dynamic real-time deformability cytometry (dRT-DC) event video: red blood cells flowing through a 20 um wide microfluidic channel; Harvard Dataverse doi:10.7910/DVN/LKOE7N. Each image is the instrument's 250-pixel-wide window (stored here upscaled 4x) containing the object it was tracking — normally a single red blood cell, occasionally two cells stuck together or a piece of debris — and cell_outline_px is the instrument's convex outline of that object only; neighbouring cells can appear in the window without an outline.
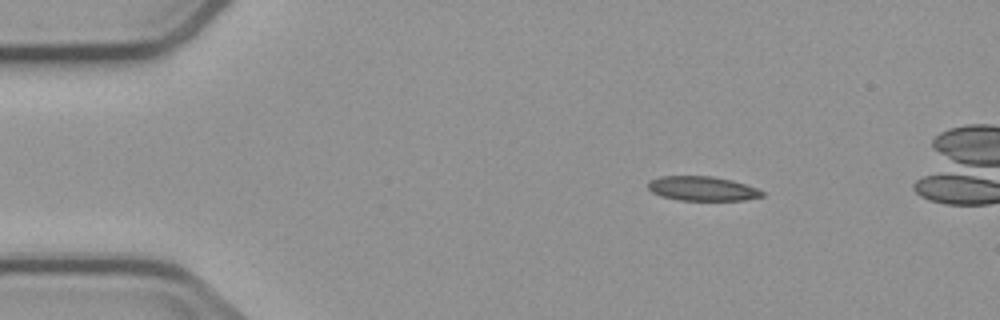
{"species": "common noctule bat (a hibernating species)", "species_latin": "Nyctalus noctula", "temperature_condition": "cold", "stored_images_in_passage": 3, "camera_frame_rate_fps": 3000, "um_per_image_px": 0.085, "animal": {"sex": "male", "body_mass_g": 23.1, "forearm_length_mm": 52.7}, "frame": {"image": 1, "passage_image": 1, "time_ms": 0.0, "image_size_px": [1000, 320], "cell_outline_px": [[764, 196], [744, 200], [680, 200], [660, 196], [652, 192], [648, 188], [648, 180], [660, 176], [712, 176], [732, 180], [756, 188], [764, 192]], "centroid_in_image_um": [59.67, 16.02], "position_along_channel_um": 25.3, "area_um2": 16.24}}